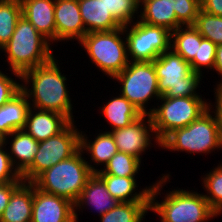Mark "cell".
<instances>
[{
    "label": "cell",
    "instance_id": "5",
    "mask_svg": "<svg viewBox=\"0 0 222 222\" xmlns=\"http://www.w3.org/2000/svg\"><path fill=\"white\" fill-rule=\"evenodd\" d=\"M160 148L172 153L180 151L190 155H208L222 149V129L215 115L208 109L188 126L169 133L160 142Z\"/></svg>",
    "mask_w": 222,
    "mask_h": 222
},
{
    "label": "cell",
    "instance_id": "21",
    "mask_svg": "<svg viewBox=\"0 0 222 222\" xmlns=\"http://www.w3.org/2000/svg\"><path fill=\"white\" fill-rule=\"evenodd\" d=\"M78 3L85 35L89 32L111 31L121 27L111 12L107 11L102 0H78Z\"/></svg>",
    "mask_w": 222,
    "mask_h": 222
},
{
    "label": "cell",
    "instance_id": "37",
    "mask_svg": "<svg viewBox=\"0 0 222 222\" xmlns=\"http://www.w3.org/2000/svg\"><path fill=\"white\" fill-rule=\"evenodd\" d=\"M214 104L209 102V109L215 115L216 120L219 122V125L222 129V82H217L214 87ZM213 109V110H212Z\"/></svg>",
    "mask_w": 222,
    "mask_h": 222
},
{
    "label": "cell",
    "instance_id": "39",
    "mask_svg": "<svg viewBox=\"0 0 222 222\" xmlns=\"http://www.w3.org/2000/svg\"><path fill=\"white\" fill-rule=\"evenodd\" d=\"M214 70L221 78V80L220 79L218 80L222 82V44L217 45V48H216V57H215V64H214L213 71Z\"/></svg>",
    "mask_w": 222,
    "mask_h": 222
},
{
    "label": "cell",
    "instance_id": "28",
    "mask_svg": "<svg viewBox=\"0 0 222 222\" xmlns=\"http://www.w3.org/2000/svg\"><path fill=\"white\" fill-rule=\"evenodd\" d=\"M21 16L20 0H0V50L11 39Z\"/></svg>",
    "mask_w": 222,
    "mask_h": 222
},
{
    "label": "cell",
    "instance_id": "40",
    "mask_svg": "<svg viewBox=\"0 0 222 222\" xmlns=\"http://www.w3.org/2000/svg\"><path fill=\"white\" fill-rule=\"evenodd\" d=\"M6 141V135L0 130V146L4 145Z\"/></svg>",
    "mask_w": 222,
    "mask_h": 222
},
{
    "label": "cell",
    "instance_id": "25",
    "mask_svg": "<svg viewBox=\"0 0 222 222\" xmlns=\"http://www.w3.org/2000/svg\"><path fill=\"white\" fill-rule=\"evenodd\" d=\"M106 104L99 106L100 114L106 119V123L109 124L106 130L108 132L112 130H117L120 128H125L142 114L120 93L116 97L112 96Z\"/></svg>",
    "mask_w": 222,
    "mask_h": 222
},
{
    "label": "cell",
    "instance_id": "36",
    "mask_svg": "<svg viewBox=\"0 0 222 222\" xmlns=\"http://www.w3.org/2000/svg\"><path fill=\"white\" fill-rule=\"evenodd\" d=\"M24 182V180H17L0 184V217L8 205L12 193Z\"/></svg>",
    "mask_w": 222,
    "mask_h": 222
},
{
    "label": "cell",
    "instance_id": "7",
    "mask_svg": "<svg viewBox=\"0 0 222 222\" xmlns=\"http://www.w3.org/2000/svg\"><path fill=\"white\" fill-rule=\"evenodd\" d=\"M154 69L158 79V92L161 96L202 97L197 89L201 88L200 84L204 76L192 71L190 63L171 48L154 60Z\"/></svg>",
    "mask_w": 222,
    "mask_h": 222
},
{
    "label": "cell",
    "instance_id": "11",
    "mask_svg": "<svg viewBox=\"0 0 222 222\" xmlns=\"http://www.w3.org/2000/svg\"><path fill=\"white\" fill-rule=\"evenodd\" d=\"M71 122L62 132L39 142L32 164L21 174L24 182H32L40 173L73 156L80 149L81 130Z\"/></svg>",
    "mask_w": 222,
    "mask_h": 222
},
{
    "label": "cell",
    "instance_id": "38",
    "mask_svg": "<svg viewBox=\"0 0 222 222\" xmlns=\"http://www.w3.org/2000/svg\"><path fill=\"white\" fill-rule=\"evenodd\" d=\"M201 9L215 16H222V0H201Z\"/></svg>",
    "mask_w": 222,
    "mask_h": 222
},
{
    "label": "cell",
    "instance_id": "2",
    "mask_svg": "<svg viewBox=\"0 0 222 222\" xmlns=\"http://www.w3.org/2000/svg\"><path fill=\"white\" fill-rule=\"evenodd\" d=\"M159 178L150 190L149 211L156 213L160 222H208L218 217L204 195L197 190L172 189L162 193L165 196L159 202L158 195L161 196L160 192L170 182L171 175L166 173Z\"/></svg>",
    "mask_w": 222,
    "mask_h": 222
},
{
    "label": "cell",
    "instance_id": "26",
    "mask_svg": "<svg viewBox=\"0 0 222 222\" xmlns=\"http://www.w3.org/2000/svg\"><path fill=\"white\" fill-rule=\"evenodd\" d=\"M202 39L193 25L181 26L171 31L170 48L190 63L197 54L198 43H201Z\"/></svg>",
    "mask_w": 222,
    "mask_h": 222
},
{
    "label": "cell",
    "instance_id": "30",
    "mask_svg": "<svg viewBox=\"0 0 222 222\" xmlns=\"http://www.w3.org/2000/svg\"><path fill=\"white\" fill-rule=\"evenodd\" d=\"M202 188L205 190L204 197L212 210L219 216L222 214V162L215 168L202 175Z\"/></svg>",
    "mask_w": 222,
    "mask_h": 222
},
{
    "label": "cell",
    "instance_id": "24",
    "mask_svg": "<svg viewBox=\"0 0 222 222\" xmlns=\"http://www.w3.org/2000/svg\"><path fill=\"white\" fill-rule=\"evenodd\" d=\"M29 109L28 97L21 90L10 101L0 106V130L6 136L14 131L23 130Z\"/></svg>",
    "mask_w": 222,
    "mask_h": 222
},
{
    "label": "cell",
    "instance_id": "18",
    "mask_svg": "<svg viewBox=\"0 0 222 222\" xmlns=\"http://www.w3.org/2000/svg\"><path fill=\"white\" fill-rule=\"evenodd\" d=\"M99 131L93 138L89 139V135L81 131L80 150L88 156L87 164L93 173H97L105 167L108 161L118 152L117 145L111 132ZM89 139V140H88ZM90 157V158H89ZM97 165V166H96ZM101 168H97V167Z\"/></svg>",
    "mask_w": 222,
    "mask_h": 222
},
{
    "label": "cell",
    "instance_id": "12",
    "mask_svg": "<svg viewBox=\"0 0 222 222\" xmlns=\"http://www.w3.org/2000/svg\"><path fill=\"white\" fill-rule=\"evenodd\" d=\"M123 28L129 61H154L170 49L171 32L168 29L139 20Z\"/></svg>",
    "mask_w": 222,
    "mask_h": 222
},
{
    "label": "cell",
    "instance_id": "15",
    "mask_svg": "<svg viewBox=\"0 0 222 222\" xmlns=\"http://www.w3.org/2000/svg\"><path fill=\"white\" fill-rule=\"evenodd\" d=\"M56 43L80 41L85 35V26L78 0H55Z\"/></svg>",
    "mask_w": 222,
    "mask_h": 222
},
{
    "label": "cell",
    "instance_id": "1",
    "mask_svg": "<svg viewBox=\"0 0 222 222\" xmlns=\"http://www.w3.org/2000/svg\"><path fill=\"white\" fill-rule=\"evenodd\" d=\"M59 63L54 57L46 64L25 71L21 75V90L27 95L30 107L60 113L74 122L68 79Z\"/></svg>",
    "mask_w": 222,
    "mask_h": 222
},
{
    "label": "cell",
    "instance_id": "6",
    "mask_svg": "<svg viewBox=\"0 0 222 222\" xmlns=\"http://www.w3.org/2000/svg\"><path fill=\"white\" fill-rule=\"evenodd\" d=\"M98 67L99 72L109 79L120 73L130 62L124 28L111 31L89 32L76 42Z\"/></svg>",
    "mask_w": 222,
    "mask_h": 222
},
{
    "label": "cell",
    "instance_id": "10",
    "mask_svg": "<svg viewBox=\"0 0 222 222\" xmlns=\"http://www.w3.org/2000/svg\"><path fill=\"white\" fill-rule=\"evenodd\" d=\"M200 9L201 0H140L138 20L171 32L194 25Z\"/></svg>",
    "mask_w": 222,
    "mask_h": 222
},
{
    "label": "cell",
    "instance_id": "4",
    "mask_svg": "<svg viewBox=\"0 0 222 222\" xmlns=\"http://www.w3.org/2000/svg\"><path fill=\"white\" fill-rule=\"evenodd\" d=\"M83 156L84 153L79 149L73 156L40 173L31 183L43 192L65 198L75 204L93 174L87 164L88 159Z\"/></svg>",
    "mask_w": 222,
    "mask_h": 222
},
{
    "label": "cell",
    "instance_id": "35",
    "mask_svg": "<svg viewBox=\"0 0 222 222\" xmlns=\"http://www.w3.org/2000/svg\"><path fill=\"white\" fill-rule=\"evenodd\" d=\"M23 180L19 172L13 166L7 145L0 146V184Z\"/></svg>",
    "mask_w": 222,
    "mask_h": 222
},
{
    "label": "cell",
    "instance_id": "17",
    "mask_svg": "<svg viewBox=\"0 0 222 222\" xmlns=\"http://www.w3.org/2000/svg\"><path fill=\"white\" fill-rule=\"evenodd\" d=\"M71 121L64 115L30 107L24 130L36 141H44L62 132Z\"/></svg>",
    "mask_w": 222,
    "mask_h": 222
},
{
    "label": "cell",
    "instance_id": "27",
    "mask_svg": "<svg viewBox=\"0 0 222 222\" xmlns=\"http://www.w3.org/2000/svg\"><path fill=\"white\" fill-rule=\"evenodd\" d=\"M149 212V202H119L100 217V222H142Z\"/></svg>",
    "mask_w": 222,
    "mask_h": 222
},
{
    "label": "cell",
    "instance_id": "23",
    "mask_svg": "<svg viewBox=\"0 0 222 222\" xmlns=\"http://www.w3.org/2000/svg\"><path fill=\"white\" fill-rule=\"evenodd\" d=\"M33 207V184L23 182L11 195L0 222H31Z\"/></svg>",
    "mask_w": 222,
    "mask_h": 222
},
{
    "label": "cell",
    "instance_id": "34",
    "mask_svg": "<svg viewBox=\"0 0 222 222\" xmlns=\"http://www.w3.org/2000/svg\"><path fill=\"white\" fill-rule=\"evenodd\" d=\"M1 70L2 69H0V106L10 101L21 91V74L9 70L11 72L10 75L14 76V78H12L8 73Z\"/></svg>",
    "mask_w": 222,
    "mask_h": 222
},
{
    "label": "cell",
    "instance_id": "19",
    "mask_svg": "<svg viewBox=\"0 0 222 222\" xmlns=\"http://www.w3.org/2000/svg\"><path fill=\"white\" fill-rule=\"evenodd\" d=\"M22 16L53 45L56 43L55 0H20Z\"/></svg>",
    "mask_w": 222,
    "mask_h": 222
},
{
    "label": "cell",
    "instance_id": "22",
    "mask_svg": "<svg viewBox=\"0 0 222 222\" xmlns=\"http://www.w3.org/2000/svg\"><path fill=\"white\" fill-rule=\"evenodd\" d=\"M107 188V191L118 202H149L150 190L153 184L145 188H139L138 177H120L113 175H99ZM141 189V190H140ZM138 190V191H136ZM136 191V192H135Z\"/></svg>",
    "mask_w": 222,
    "mask_h": 222
},
{
    "label": "cell",
    "instance_id": "14",
    "mask_svg": "<svg viewBox=\"0 0 222 222\" xmlns=\"http://www.w3.org/2000/svg\"><path fill=\"white\" fill-rule=\"evenodd\" d=\"M75 207L71 201L37 189L33 185L31 222H75Z\"/></svg>",
    "mask_w": 222,
    "mask_h": 222
},
{
    "label": "cell",
    "instance_id": "16",
    "mask_svg": "<svg viewBox=\"0 0 222 222\" xmlns=\"http://www.w3.org/2000/svg\"><path fill=\"white\" fill-rule=\"evenodd\" d=\"M119 202L107 191L103 179L93 173L86 182L85 187L81 191L78 200L75 202V219L79 221L78 211L83 212L85 207L96 210L97 216L101 217L106 212L114 208Z\"/></svg>",
    "mask_w": 222,
    "mask_h": 222
},
{
    "label": "cell",
    "instance_id": "29",
    "mask_svg": "<svg viewBox=\"0 0 222 222\" xmlns=\"http://www.w3.org/2000/svg\"><path fill=\"white\" fill-rule=\"evenodd\" d=\"M143 161L133 155L118 151L105 165L97 172L98 175H113L120 177H137L141 170Z\"/></svg>",
    "mask_w": 222,
    "mask_h": 222
},
{
    "label": "cell",
    "instance_id": "32",
    "mask_svg": "<svg viewBox=\"0 0 222 222\" xmlns=\"http://www.w3.org/2000/svg\"><path fill=\"white\" fill-rule=\"evenodd\" d=\"M193 26L203 38L216 45L222 44V16H215L200 9Z\"/></svg>",
    "mask_w": 222,
    "mask_h": 222
},
{
    "label": "cell",
    "instance_id": "8",
    "mask_svg": "<svg viewBox=\"0 0 222 222\" xmlns=\"http://www.w3.org/2000/svg\"><path fill=\"white\" fill-rule=\"evenodd\" d=\"M209 99L202 97H164L161 96L157 106L150 107L155 134L161 142L172 131L188 126L205 113ZM157 107V108H156Z\"/></svg>",
    "mask_w": 222,
    "mask_h": 222
},
{
    "label": "cell",
    "instance_id": "9",
    "mask_svg": "<svg viewBox=\"0 0 222 222\" xmlns=\"http://www.w3.org/2000/svg\"><path fill=\"white\" fill-rule=\"evenodd\" d=\"M112 79L115 85L116 82L121 85L119 87L120 94L141 114L149 115L148 103H151L154 98L158 101L161 97L158 92V79L154 69V61H130Z\"/></svg>",
    "mask_w": 222,
    "mask_h": 222
},
{
    "label": "cell",
    "instance_id": "13",
    "mask_svg": "<svg viewBox=\"0 0 222 222\" xmlns=\"http://www.w3.org/2000/svg\"><path fill=\"white\" fill-rule=\"evenodd\" d=\"M110 132L114 137L118 151L133 155L141 161L142 154H146L147 150L153 147L152 141L156 143L154 147L158 146L160 149V141L155 134L150 115L142 114L127 127Z\"/></svg>",
    "mask_w": 222,
    "mask_h": 222
},
{
    "label": "cell",
    "instance_id": "3",
    "mask_svg": "<svg viewBox=\"0 0 222 222\" xmlns=\"http://www.w3.org/2000/svg\"><path fill=\"white\" fill-rule=\"evenodd\" d=\"M51 45V46H50ZM52 43L39 33L23 16L17 21L9 42L0 50L12 71H25L48 63L54 58Z\"/></svg>",
    "mask_w": 222,
    "mask_h": 222
},
{
    "label": "cell",
    "instance_id": "33",
    "mask_svg": "<svg viewBox=\"0 0 222 222\" xmlns=\"http://www.w3.org/2000/svg\"><path fill=\"white\" fill-rule=\"evenodd\" d=\"M216 48L217 45L212 41L203 38L201 43H198L197 54L194 59L190 62L192 71L198 72L201 75H204L203 72L205 69H208L206 72H211L214 69L215 57H216ZM203 72V73H202Z\"/></svg>",
    "mask_w": 222,
    "mask_h": 222
},
{
    "label": "cell",
    "instance_id": "31",
    "mask_svg": "<svg viewBox=\"0 0 222 222\" xmlns=\"http://www.w3.org/2000/svg\"><path fill=\"white\" fill-rule=\"evenodd\" d=\"M102 1L107 11L111 12L113 18L121 27L129 26L130 24L138 20L140 0Z\"/></svg>",
    "mask_w": 222,
    "mask_h": 222
},
{
    "label": "cell",
    "instance_id": "20",
    "mask_svg": "<svg viewBox=\"0 0 222 222\" xmlns=\"http://www.w3.org/2000/svg\"><path fill=\"white\" fill-rule=\"evenodd\" d=\"M5 144L13 166L21 175L32 164L39 142L23 129L7 135Z\"/></svg>",
    "mask_w": 222,
    "mask_h": 222
}]
</instances>
